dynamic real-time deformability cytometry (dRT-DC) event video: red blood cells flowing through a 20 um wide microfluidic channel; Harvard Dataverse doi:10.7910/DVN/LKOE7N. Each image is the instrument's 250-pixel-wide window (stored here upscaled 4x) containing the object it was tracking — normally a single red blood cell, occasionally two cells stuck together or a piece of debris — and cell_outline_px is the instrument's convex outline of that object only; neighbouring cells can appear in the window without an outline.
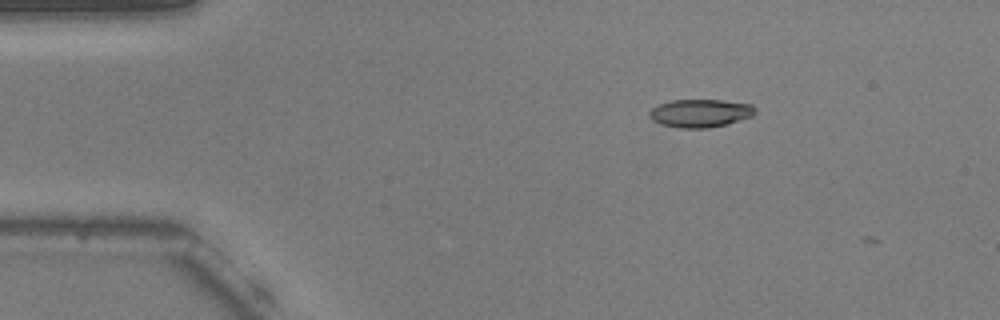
{"species": "common noctule bat (a hibernating species)", "species_latin": "Nyctalus noctula", "temperature_condition": "warm", "stored_images_in_passage": 43, "camera_frame_rate_fps": 3000, "um_per_image_px": 0.085, "animal": {"sex": "male", "body_mass_g": 20.5, "forearm_length_mm": 52.5}, "frame": {"image": 1, "passage_image": 2, "time_ms": 0.333, "image_size_px": [1000, 320], "cell_outline_px": [[756, 112], [752, 116], [728, 124], [708, 128], [680, 128], [660, 124], [652, 120], [648, 116], [648, 112], [656, 104], [672, 100], [720, 100], [752, 104], [756, 108]], "centroid_in_image_um": [59.5, 9.62], "position_along_channel_um": 25.5, "area_um2": 17.51}}
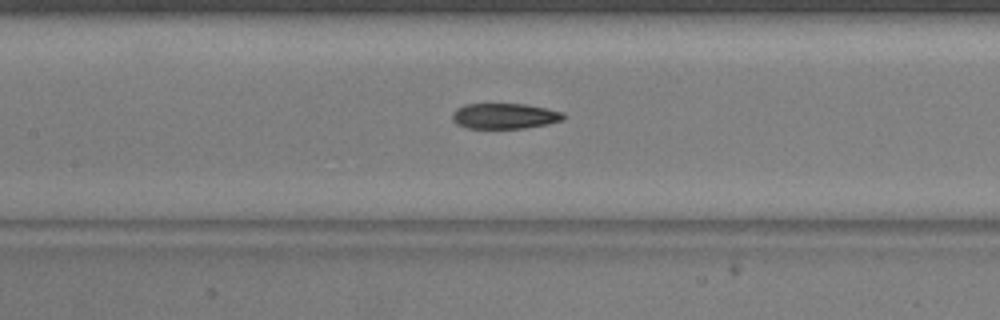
{"frame": {"image": 2, "passage_image": 18, "time_ms": 5.667, "image_size_px": [1000, 320], "cell_outline_px": [[564, 120], [548, 124], [524, 128], [464, 128], [456, 124], [452, 120], [452, 112], [456, 108], [464, 104], [524, 104], [564, 112]], "centroid_in_image_um": [42.85, 9.86], "position_along_channel_um": 164.5, "area_um2": 16.65}}
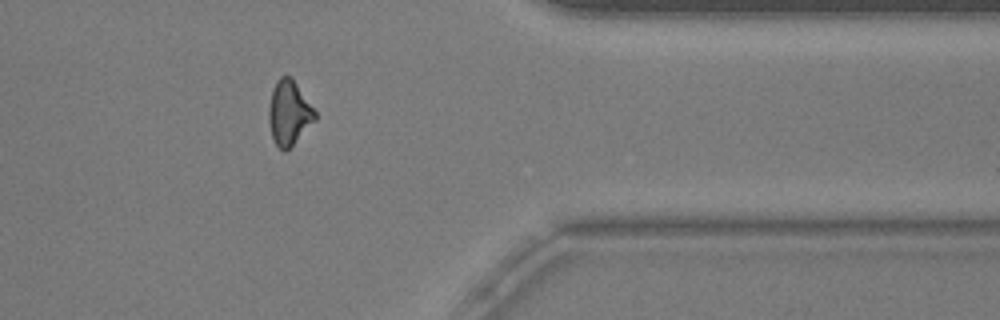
{"frame": {"image": 3, "passage_image": 37, "time_ms": 12.0, "image_size_px": [1000, 320], "cell_outline_px": [[316, 120], [284, 152], [276, 144], [272, 136], [268, 120], [268, 108], [272, 88], [276, 80], [280, 76], [292, 76], [316, 112]], "centroid_in_image_um": [24.55, 9.54], "position_along_channel_um": 386.9, "area_um2": 17.34}, "authors_computed_cell_mechanics": {"area_um2": 17.5134, "velocity_mm_per_s": 3.7803, "shape_relaxation_time_tau1_ms": 5.6964, "shape_relaxation_time_tau2_ms": 3.9856, "deformation_change_tau1": 0.1765, "deformation_change_tau2": 0.1227}}